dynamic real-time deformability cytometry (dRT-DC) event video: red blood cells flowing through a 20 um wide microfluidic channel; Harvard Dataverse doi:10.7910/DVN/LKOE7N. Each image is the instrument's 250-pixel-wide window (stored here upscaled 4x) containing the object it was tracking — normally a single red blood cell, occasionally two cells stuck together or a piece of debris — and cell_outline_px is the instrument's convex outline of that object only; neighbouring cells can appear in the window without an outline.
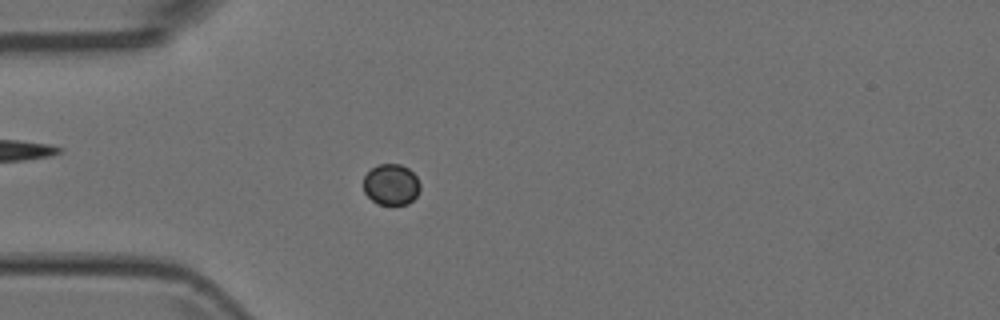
{"species": "Egyptian fruit bat (a non-hibernating species)", "species_latin": "Rousettus aegyptiacus", "temperature_condition": "room temperature", "stored_images_in_passage": 3, "camera_frame_rate_fps": 3000, "um_per_image_px": 0.085, "animal": {"sex": "female"}, "frame": {"image": 1, "passage_image": 3, "time_ms": 0.667, "image_size_px": [1000, 320], "cell_outline_px": [[420, 188], [416, 196], [408, 204], [376, 204], [364, 192], [364, 176], [376, 164], [400, 164], [408, 168], [416, 176], [420, 184]], "centroid_in_image_um": [33.24, 15.68], "position_along_channel_um": 51.8, "area_um2": 13.53}}